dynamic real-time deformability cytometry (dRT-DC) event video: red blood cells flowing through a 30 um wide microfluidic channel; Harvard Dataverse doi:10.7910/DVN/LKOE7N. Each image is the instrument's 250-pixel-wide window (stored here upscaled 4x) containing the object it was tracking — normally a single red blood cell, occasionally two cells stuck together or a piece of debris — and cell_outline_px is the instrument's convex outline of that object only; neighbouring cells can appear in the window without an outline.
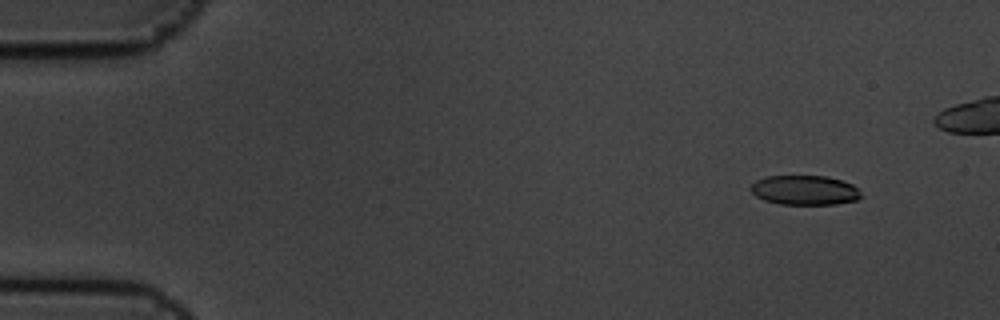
{"species": "common noctule bat (a hibernating species)", "species_latin": "Nyctalus noctula", "temperature_condition": "cold", "stored_images_in_passage": 6, "camera_frame_rate_fps": 3000, "um_per_image_px": 0.085, "animal": {"sex": "male", "body_mass_g": 19.5, "forearm_length_mm": 54.6}, "frame": {"image": 1, "passage_image": 2, "time_ms": 0.333, "image_size_px": [1000, 320], "cell_outline_px": [[864, 196], [856, 200], [836, 204], [780, 204], [764, 200], [756, 196], [752, 192], [752, 184], [756, 180], [768, 176], [824, 176], [844, 180], [860, 188]], "centroid_in_image_um": [68.47, 16.16], "position_along_channel_um": 16.5, "area_um2": 19.13}}